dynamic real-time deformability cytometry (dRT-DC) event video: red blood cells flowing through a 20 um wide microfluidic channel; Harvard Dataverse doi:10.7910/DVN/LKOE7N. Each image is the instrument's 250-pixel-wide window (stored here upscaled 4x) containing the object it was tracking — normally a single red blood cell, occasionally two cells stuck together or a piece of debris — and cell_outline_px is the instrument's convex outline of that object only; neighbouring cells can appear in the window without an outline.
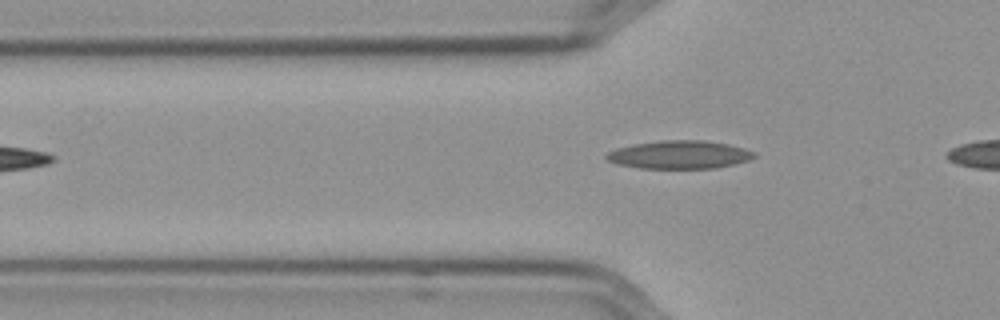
{"species": "Egyptian fruit bat (a non-hibernating species)", "species_latin": "Rousettus aegyptiacus", "temperature_condition": "cold", "stored_images_in_passage": 29, "camera_frame_rate_fps": 3000, "um_per_image_px": 0.085, "frame": {"image": 1, "passage_image": 5, "time_ms": 1.333, "image_size_px": [1000, 320], "cell_outline_px": [[756, 156], [748, 160], [716, 168], [640, 168], [616, 164], [608, 160], [604, 156], [608, 152], [616, 148], [632, 144], [660, 140], [704, 140], [728, 144], [744, 148], [756, 152]], "centroid_in_image_um": [57.73, 13.14], "position_along_channel_um": 68.1, "area_um2": 24.28}}
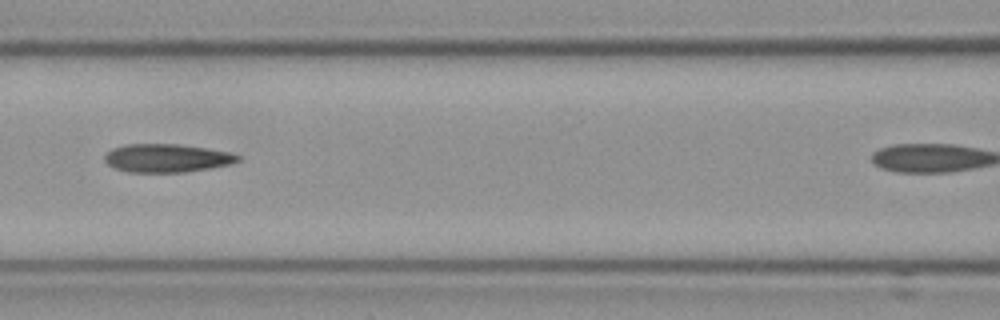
{"frame": {"image": 2, "passage_image": 12, "time_ms": 3.667, "image_size_px": [1000, 320], "cell_outline_px": [[240, 160], [228, 164], [208, 168], [184, 172], [128, 172], [112, 168], [104, 160], [104, 156], [112, 148], [124, 144], [176, 144], [204, 148], [228, 152], [240, 156]], "centroid_in_image_um": [14.1, 13.44], "position_along_channel_um": 152.5, "area_um2": 21.79}}
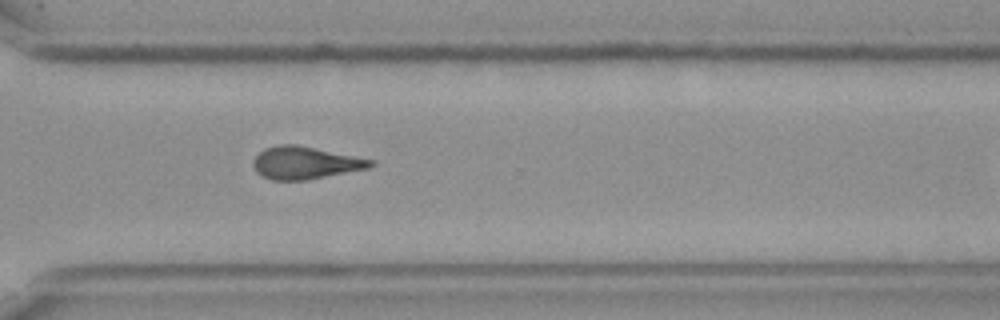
{"frame": {"image": 3, "passage_image": 28, "time_ms": 9.0, "image_size_px": [1000, 320], "cell_outline_px": [[376, 164], [368, 168], [308, 180], [272, 180], [256, 172], [252, 164], [252, 160], [264, 148], [276, 144], [296, 144], [376, 160]], "centroid_in_image_um": [25.94, 13.83], "position_along_channel_um": 344.7, "area_um2": 22.37}}